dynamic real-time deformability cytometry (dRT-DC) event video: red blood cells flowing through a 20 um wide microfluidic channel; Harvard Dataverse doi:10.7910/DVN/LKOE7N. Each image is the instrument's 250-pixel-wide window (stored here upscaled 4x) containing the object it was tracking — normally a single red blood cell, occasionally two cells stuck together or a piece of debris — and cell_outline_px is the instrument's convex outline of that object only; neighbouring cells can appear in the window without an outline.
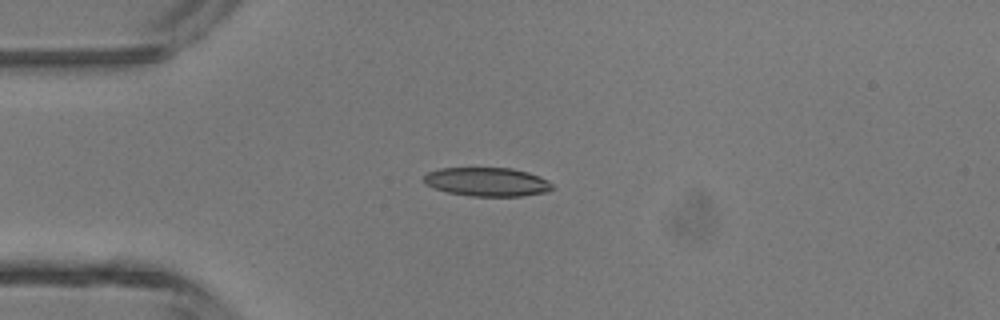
{"species": "common noctule bat (a hibernating species)", "species_latin": "Nyctalus noctula", "temperature_condition": "room temperature", "stored_images_in_passage": 3, "camera_frame_rate_fps": 3000, "um_per_image_px": 0.085, "animal": {"sex": "male", "body_mass_g": 13.3}, "frame": {"image": 1, "passage_image": 3, "time_ms": 0.667, "image_size_px": [1000, 320], "cell_outline_px": [[552, 188], [548, 192], [524, 196], [468, 196], [448, 192], [432, 188], [424, 184], [424, 176], [428, 172], [440, 168], [512, 168], [528, 172], [540, 176], [548, 180], [552, 184]], "centroid_in_image_um": [41.4, 15.46], "position_along_channel_um": 43.6, "area_um2": 21.73}}